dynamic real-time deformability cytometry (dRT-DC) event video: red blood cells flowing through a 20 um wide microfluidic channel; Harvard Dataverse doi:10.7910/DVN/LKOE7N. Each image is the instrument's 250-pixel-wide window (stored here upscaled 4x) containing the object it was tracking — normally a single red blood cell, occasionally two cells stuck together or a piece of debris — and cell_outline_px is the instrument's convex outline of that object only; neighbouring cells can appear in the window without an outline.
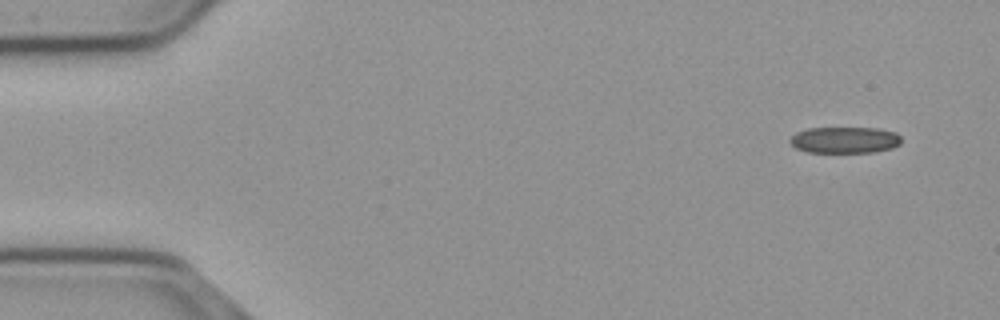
{"species": "common noctule bat (a hibernating species)", "species_latin": "Nyctalus noctula", "temperature_condition": "cold", "stored_images_in_passage": 53, "camera_frame_rate_fps": 3000, "um_per_image_px": 0.085, "animal": {"sex": "male", "body_mass_g": 23.1, "forearm_length_mm": 52.7}, "frame": {"image": 1, "passage_image": 1, "time_ms": 0.0, "image_size_px": [1000, 320], "cell_outline_px": [[900, 144], [892, 148], [872, 152], [808, 152], [796, 148], [788, 140], [796, 132], [808, 128], [876, 128], [896, 132], [900, 136]], "centroid_in_image_um": [71.8, 11.89], "position_along_channel_um": 13.2, "area_um2": 17.05}}
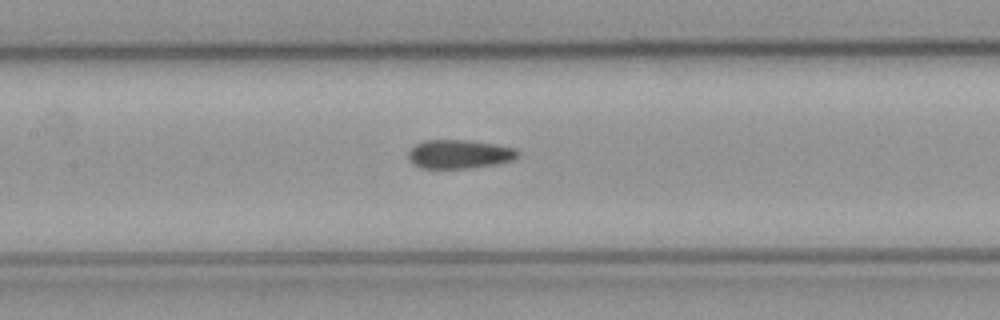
{"frame": {"image": 2, "passage_image": 23, "time_ms": 7.333, "image_size_px": [1000, 320], "cell_outline_px": [[520, 156], [512, 160], [496, 164], [472, 168], [420, 168], [412, 164], [408, 160], [408, 152], [416, 144], [424, 140], [464, 140], [496, 144], [516, 148], [520, 152]], "centroid_in_image_um": [39.05, 13.11], "position_along_channel_um": 168.3, "area_um2": 18.55}}
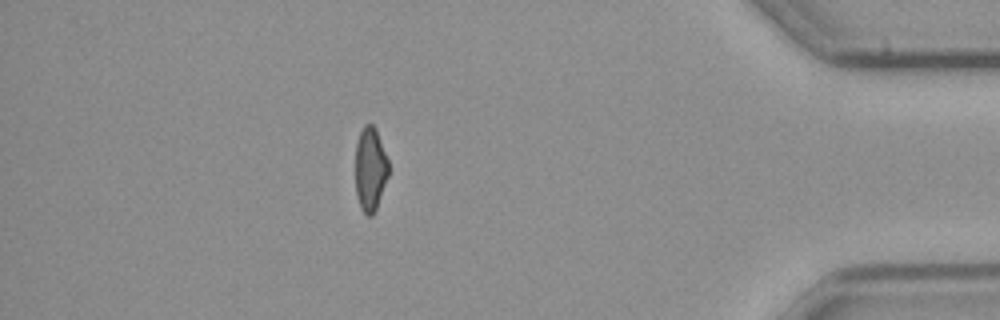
{"frame": {"image": 3, "passage_image": 46, "time_ms": 15.0, "image_size_px": [1000, 320], "cell_outline_px": [[388, 176], [376, 208], [372, 216], [368, 216], [360, 208], [356, 196], [356, 144], [360, 132], [364, 124], [372, 124], [376, 128], [388, 160]], "centroid_in_image_um": [31.47, 14.37], "position_along_channel_um": 403.7, "area_um2": 16.13}, "authors_computed_cell_mechanics": {"area_um2": 18.207, "velocity_mm_per_s": 3.6962, "shape_relaxation_time_tau1_ms": null, "shape_relaxation_time_tau2_ms": 4.3187, "deformation_change_tau1": null, "deformation_change_tau2": 0.0957}}